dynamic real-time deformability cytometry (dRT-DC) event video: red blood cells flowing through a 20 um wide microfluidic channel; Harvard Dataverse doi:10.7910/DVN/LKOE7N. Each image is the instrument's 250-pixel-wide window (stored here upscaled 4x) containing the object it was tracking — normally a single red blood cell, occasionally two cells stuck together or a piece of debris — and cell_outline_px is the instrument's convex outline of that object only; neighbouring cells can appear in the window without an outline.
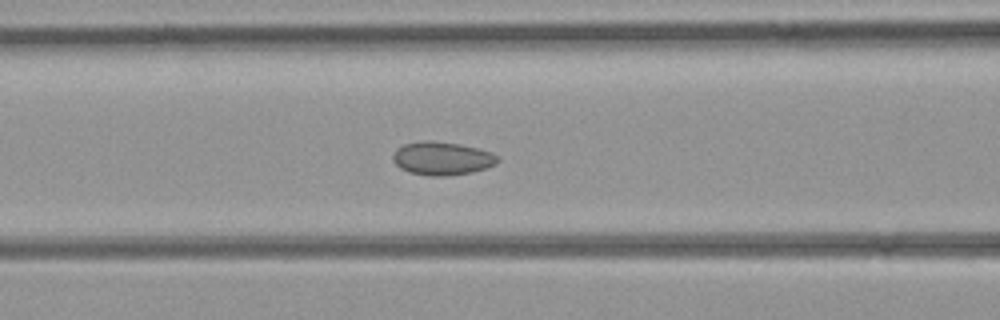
{"species": "common noctule bat (a hibernating species)", "species_latin": "Nyctalus noctula", "temperature_condition": "room temperature", "stored_images_in_passage": 43, "camera_frame_rate_fps": 3000, "um_per_image_px": 0.085, "animal": {"sex": "female", "body_mass_g": 21.9}, "frame": {"image": 1, "passage_image": 17, "time_ms": 5.333, "image_size_px": [1000, 320], "cell_outline_px": [[500, 160], [496, 164], [472, 172], [448, 176], [428, 176], [408, 172], [400, 168], [392, 160], [392, 156], [396, 148], [404, 144], [424, 140], [432, 140], [460, 144], [492, 152]], "centroid_in_image_um": [37.54, 13.46], "position_along_channel_um": 129.1, "area_um2": 20.46}}
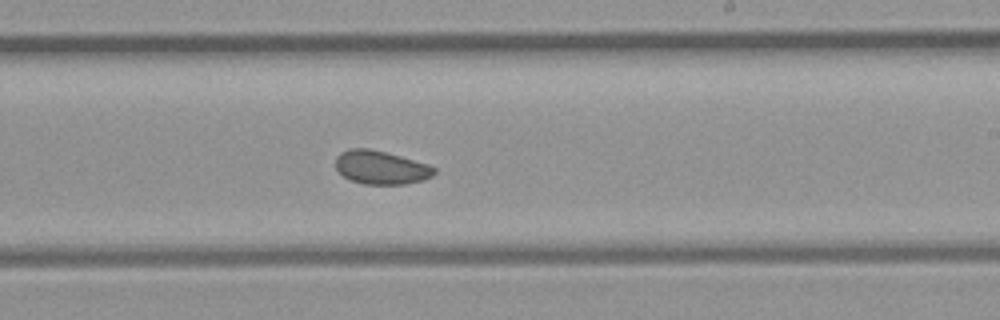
{"frame": {"image": 2, "passage_image": 25, "time_ms": 8.0, "image_size_px": [1000, 320], "cell_outline_px": [[436, 172], [432, 176], [424, 180], [404, 184], [364, 184], [352, 180], [344, 176], [336, 168], [336, 156], [340, 152], [348, 148], [368, 148], [400, 156], [428, 164], [436, 168]], "centroid_in_image_um": [32.38, 14.23], "position_along_channel_um": 256.6, "area_um2": 19.19}}
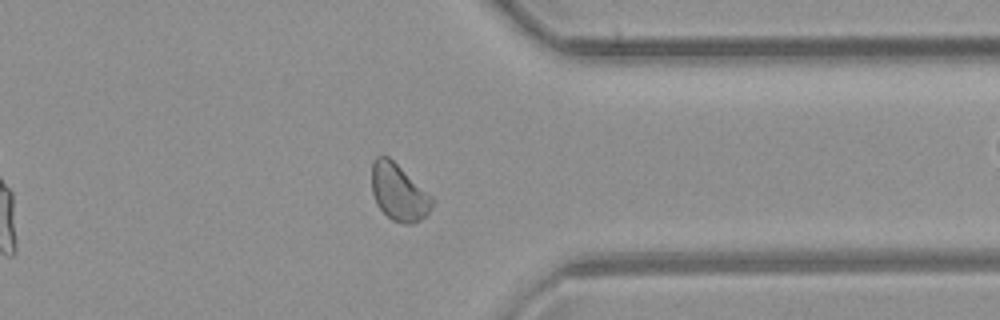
{"frame": {"image": 3, "passage_image": 33, "time_ms": 10.667, "image_size_px": [1000, 320], "cell_outline_px": [[432, 204], [428, 212], [420, 220], [412, 224], [404, 224], [392, 220], [376, 204], [372, 192], [372, 164], [376, 156], [388, 156], [432, 196]], "centroid_in_image_um": [33.87, 16.35], "position_along_channel_um": 377.5, "area_um2": 19.65}}